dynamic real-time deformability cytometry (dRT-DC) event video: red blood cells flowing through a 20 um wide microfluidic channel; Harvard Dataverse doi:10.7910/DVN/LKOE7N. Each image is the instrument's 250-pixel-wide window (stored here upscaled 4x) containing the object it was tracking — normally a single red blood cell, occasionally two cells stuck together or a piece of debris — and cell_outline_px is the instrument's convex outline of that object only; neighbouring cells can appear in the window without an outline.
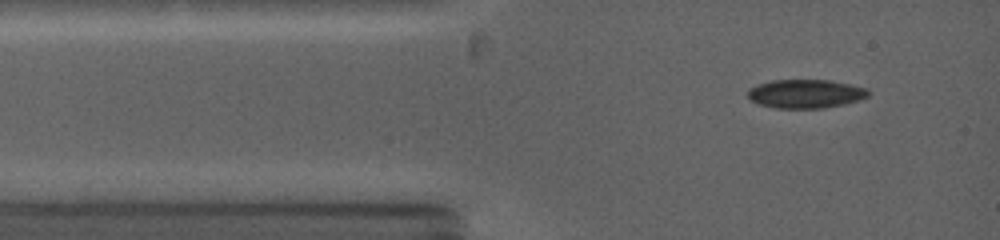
{"species": "common noctule bat (a hibernating species)", "species_latin": "Nyctalus noctula", "temperature_condition": "warm", "stored_images_in_passage": 13, "camera_frame_rate_fps": 5000, "um_per_image_px": 0.085, "animal": {"sex": "female", "body_mass_g": 19.0, "forearm_length_mm": 53.3}, "frame": {"image": 1, "passage_image": 3, "time_ms": 0.6, "image_size_px": [1000, 240], "cell_outline_px": [[868, 96], [844, 104], [824, 108], [776, 108], [760, 104], [752, 100], [748, 96], [748, 88], [756, 84], [772, 80], [828, 80], [852, 84], [868, 88]], "centroid_in_image_um": [68.46, 7.96], "position_along_channel_um": 16.5, "area_um2": 20.11}}
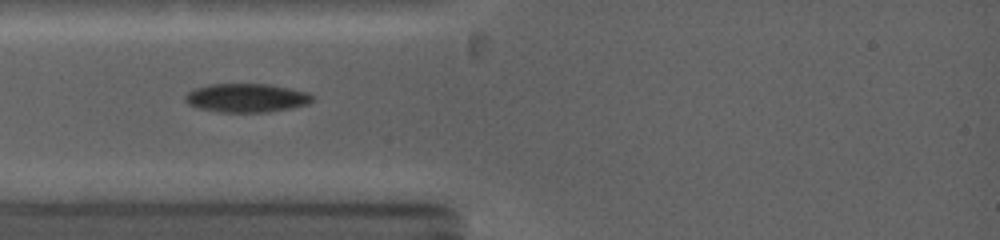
{"frame": {"image": 2, "passage_image": 8, "time_ms": 2.4, "image_size_px": [1000, 240], "cell_outline_px": [[316, 100], [308, 104], [268, 112], [220, 112], [196, 108], [188, 104], [184, 100], [184, 96], [188, 92], [196, 88], [208, 84], [268, 84], [308, 92]], "centroid_in_image_um": [20.93, 8.32], "position_along_channel_um": 64.1, "area_um2": 21.33}}